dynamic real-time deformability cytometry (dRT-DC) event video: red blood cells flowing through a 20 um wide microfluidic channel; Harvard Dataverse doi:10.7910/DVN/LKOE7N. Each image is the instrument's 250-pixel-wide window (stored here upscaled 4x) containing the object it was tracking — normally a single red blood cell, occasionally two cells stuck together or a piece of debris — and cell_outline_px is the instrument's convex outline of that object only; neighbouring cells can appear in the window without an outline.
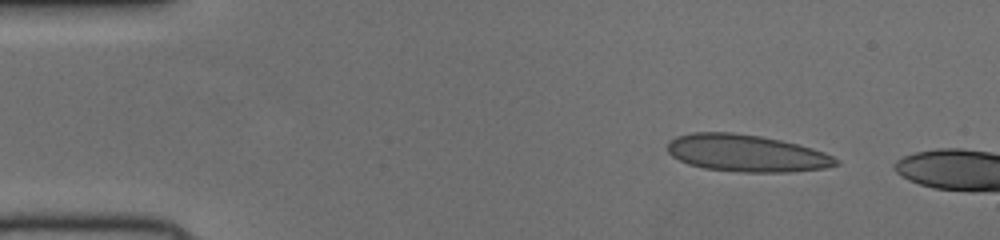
{"species": "human", "species_latin": "Homo sapiens", "temperature_condition": "cold", "stored_images_in_passage": 42, "camera_frame_rate_fps": 3000, "um_per_image_px": 0.085, "donor": {"sex": "female"}, "frame": {"image": 1, "passage_image": 1, "time_ms": 0.0, "image_size_px": [1000, 240], "cell_outline_px": [[840, 164], [824, 168], [792, 172], [736, 172], [704, 168], [688, 164], [672, 156], [668, 152], [668, 140], [676, 136], [692, 132], [732, 132], [760, 136], [780, 140], [812, 148], [824, 152], [840, 160]], "centroid_in_image_um": [63.43, 13.02], "position_along_channel_um": 21.6, "area_um2": 36.53}}
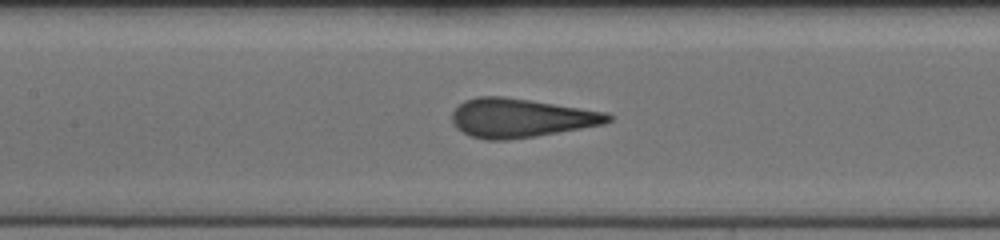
{"frame": {"image": 2, "passage_image": 18, "time_ms": 5.667, "image_size_px": [1000, 240], "cell_outline_px": [[612, 120], [604, 124], [536, 136], [508, 140], [488, 140], [472, 136], [456, 128], [452, 124], [452, 112], [464, 100], [476, 96], [504, 96], [532, 100], [608, 112], [612, 116]], "centroid_in_image_um": [44.26, 10.01], "position_along_channel_um": 163.1, "area_um2": 35.49}}
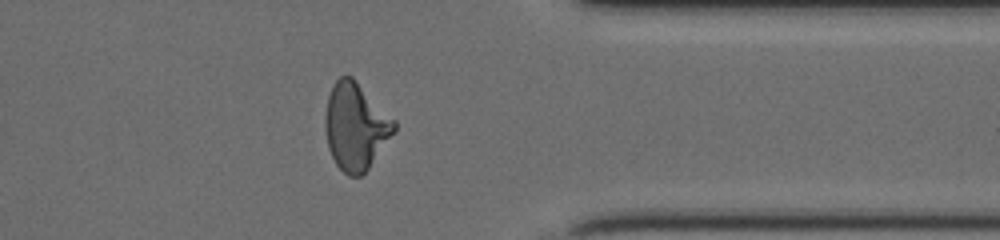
{"frame": {"image": 3, "passage_image": 35, "time_ms": 11.333, "image_size_px": [1000, 240], "cell_outline_px": [[396, 128], [368, 168], [360, 176], [348, 176], [336, 164], [328, 148], [324, 128], [324, 116], [328, 96], [332, 84], [340, 76], [352, 76], [396, 120]], "centroid_in_image_um": [30.2, 10.71], "position_along_channel_um": 381.2, "area_um2": 34.85}}